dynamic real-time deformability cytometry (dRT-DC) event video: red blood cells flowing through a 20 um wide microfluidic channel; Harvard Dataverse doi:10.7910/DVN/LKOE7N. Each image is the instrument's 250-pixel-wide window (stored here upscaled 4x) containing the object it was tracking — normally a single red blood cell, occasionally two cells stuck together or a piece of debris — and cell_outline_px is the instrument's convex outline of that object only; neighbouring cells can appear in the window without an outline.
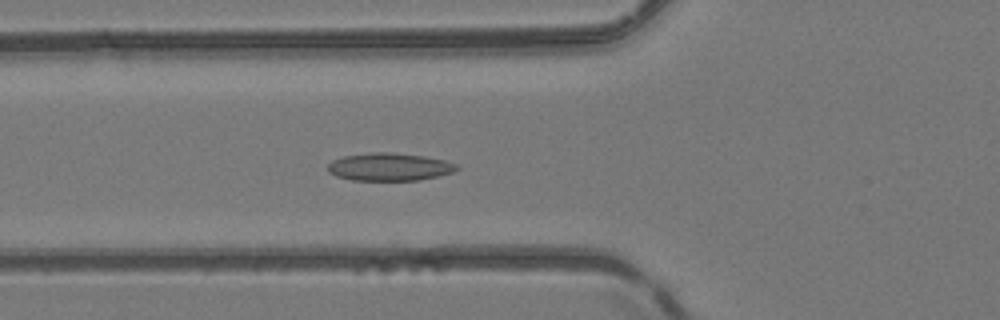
{"species": "common noctule bat (a hibernating species)", "species_latin": "Nyctalus noctula", "temperature_condition": "room temperature", "stored_images_in_passage": 31, "camera_frame_rate_fps": 3000, "um_per_image_px": 0.085, "animal": {"sex": "female", "body_mass_g": 24.6, "forearm_length_mm": 56.2}, "frame": {"image": 1, "passage_image": 7, "time_ms": 2.0, "image_size_px": [1000, 320], "cell_outline_px": [[460, 168], [452, 172], [420, 180], [352, 180], [336, 176], [328, 172], [328, 164], [332, 160], [344, 156], [372, 152], [392, 152], [424, 156], [444, 160], [456, 164]], "centroid_in_image_um": [33.08, 14.18], "position_along_channel_um": 92.7, "area_um2": 20.81}}
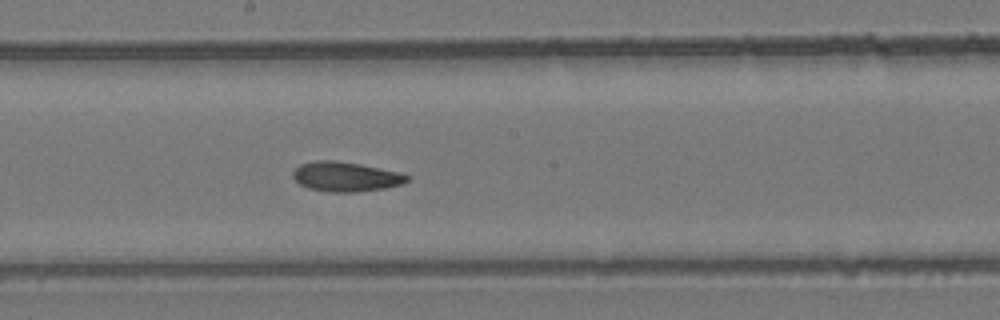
{"frame": {"image": 2, "passage_image": 16, "time_ms": 5.0, "image_size_px": [1000, 320], "cell_outline_px": [[412, 176], [404, 184], [384, 188], [356, 192], [332, 192], [308, 188], [300, 184], [292, 176], [292, 172], [300, 164], [316, 160], [336, 160], [360, 164], [396, 172]], "centroid_in_image_um": [29.38, 15.01], "position_along_channel_um": 218.8, "area_um2": 19.65}}
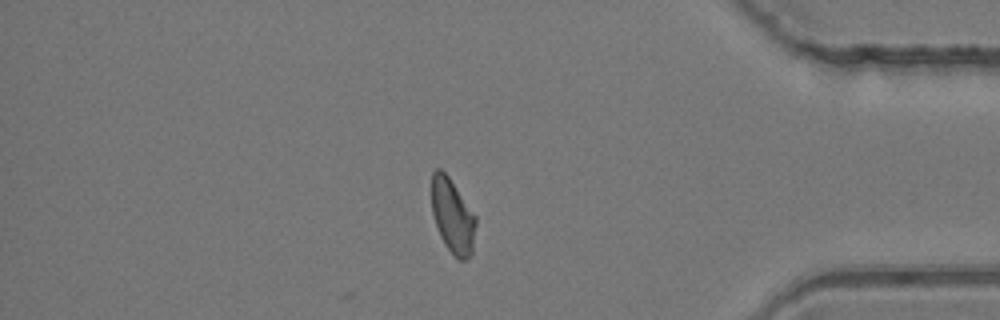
{"frame": {"image": 3, "passage_image": 31, "time_ms": 10.0, "image_size_px": [1000, 320], "cell_outline_px": [[476, 224], [472, 252], [464, 260], [456, 260], [444, 244], [440, 236], [432, 212], [432, 172], [436, 168], [440, 168], [448, 176], [476, 216]], "centroid_in_image_um": [38.47, 18.38], "position_along_channel_um": 396.7, "area_um2": 19.07}, "authors_computed_cell_mechanics": {"area_um2": 19.3052, "velocity_mm_per_s": 4.1857, "shape_relaxation_time_tau1_ms": null, "shape_relaxation_time_tau2_ms": 3.0672, "deformation_change_tau1": null, "deformation_change_tau2": 0.0942}}